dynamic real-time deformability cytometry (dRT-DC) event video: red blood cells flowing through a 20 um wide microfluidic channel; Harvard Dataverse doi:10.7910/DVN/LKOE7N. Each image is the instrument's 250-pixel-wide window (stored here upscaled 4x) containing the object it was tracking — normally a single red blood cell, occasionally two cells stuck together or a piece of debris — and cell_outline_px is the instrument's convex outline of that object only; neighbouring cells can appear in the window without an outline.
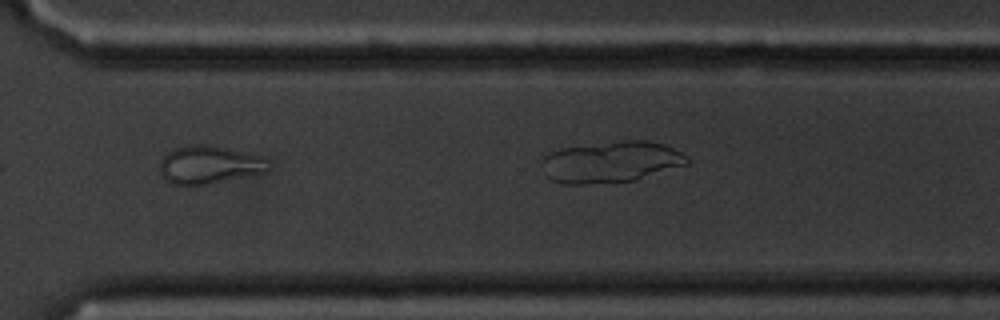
{"species": "common noctule bat (a hibernating species)", "species_latin": "Nyctalus noctula", "temperature_condition": "cold", "stored_images_in_passage": 15, "camera_frame_rate_fps": 3000, "um_per_image_px": 0.085, "animal": {"sex": "male", "body_mass_g": 20.1, "forearm_length_mm": 53.5}, "frame": {"image": 1, "passage_image": 11, "time_ms": 12.667, "image_size_px": [1000, 320], "cell_outline_px": [[268, 172], [204, 184], [172, 184], [164, 180], [160, 172], [160, 160], [172, 148], [184, 144], [212, 144], [228, 148], [252, 156], [260, 160], [268, 168]], "centroid_in_image_um": [17.62, 13.99], "position_along_channel_um": 353.0, "area_um2": 23.47}}